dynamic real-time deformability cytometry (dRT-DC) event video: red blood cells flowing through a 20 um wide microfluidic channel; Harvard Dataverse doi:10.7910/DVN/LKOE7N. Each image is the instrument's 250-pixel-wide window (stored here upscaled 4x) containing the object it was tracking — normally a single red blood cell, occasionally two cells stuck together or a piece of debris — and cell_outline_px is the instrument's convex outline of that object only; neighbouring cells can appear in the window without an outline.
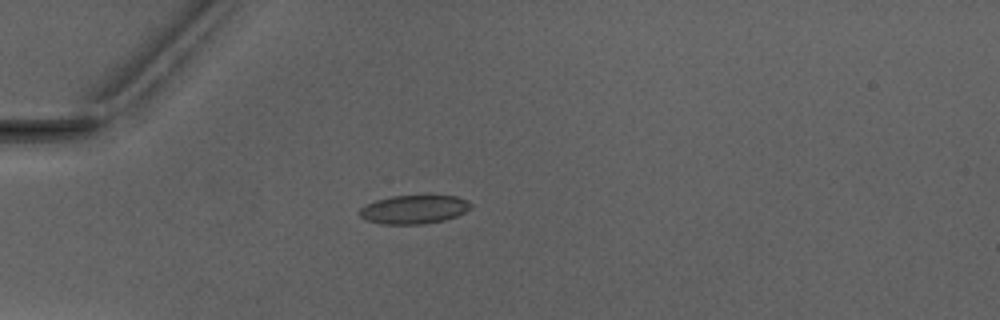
{"species": "Egyptian fruit bat (a non-hibernating species)", "species_latin": "Rousettus aegyptiacus", "temperature_condition": "warm", "stored_images_in_passage": 1, "camera_frame_rate_fps": 3000, "um_per_image_px": 0.085, "animal": {"sex": "male"}, "frame": {"image": 1, "passage_image": 1, "time_ms": 0.0, "image_size_px": [1000, 320], "cell_outline_px": [[472, 208], [456, 216], [444, 220], [424, 224], [380, 224], [364, 220], [360, 216], [360, 208], [376, 200], [392, 196], [456, 196], [468, 200], [472, 204]], "centroid_in_image_um": [35.2, 17.81], "position_along_channel_um": 49.8, "area_um2": 18.55}}